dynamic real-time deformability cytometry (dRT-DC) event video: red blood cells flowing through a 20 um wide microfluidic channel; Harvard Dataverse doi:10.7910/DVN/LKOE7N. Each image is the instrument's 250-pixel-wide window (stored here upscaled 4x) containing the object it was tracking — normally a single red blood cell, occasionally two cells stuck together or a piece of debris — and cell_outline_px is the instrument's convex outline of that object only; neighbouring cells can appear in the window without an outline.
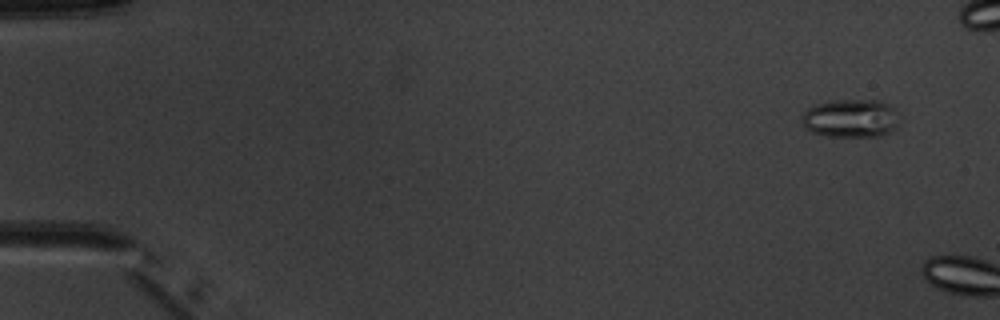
{"species": "common noctule bat (a hibernating species)", "species_latin": "Nyctalus noctula", "temperature_condition": "warm", "stored_images_in_passage": 3, "camera_frame_rate_fps": 3000, "um_per_image_px": 0.085, "animal": {"sex": "male", "body_mass_g": 20.1, "forearm_length_mm": 53.5}, "frame": {"image": 1, "passage_image": 2, "time_ms": 1.0, "image_size_px": [1000, 320], "cell_outline_px": [[900, 120], [896, 128], [888, 132], [876, 136], [828, 136], [812, 132], [800, 120], [800, 116], [808, 108], [816, 104], [836, 100], [880, 100], [888, 104], [896, 112]], "centroid_in_image_um": [72.32, 10.05], "position_along_channel_um": 12.7, "area_um2": 21.68}}